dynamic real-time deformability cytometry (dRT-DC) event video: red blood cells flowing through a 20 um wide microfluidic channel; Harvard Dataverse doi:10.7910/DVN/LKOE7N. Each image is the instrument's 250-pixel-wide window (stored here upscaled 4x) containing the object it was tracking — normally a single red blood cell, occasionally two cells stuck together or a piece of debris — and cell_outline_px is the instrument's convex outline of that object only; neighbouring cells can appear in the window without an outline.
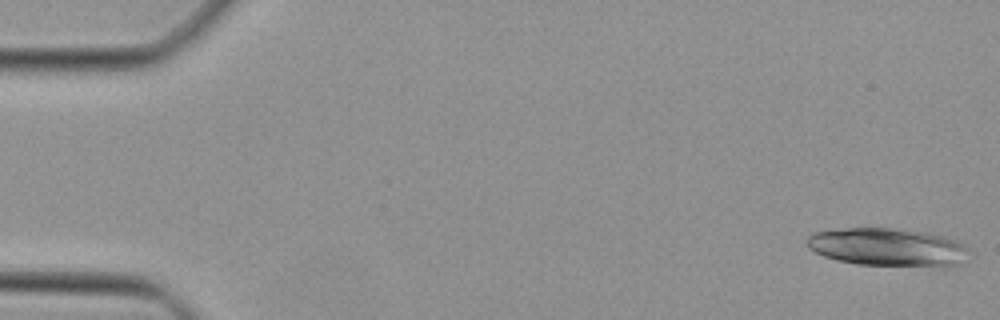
{"species": "Egyptian fruit bat (a non-hibernating species)", "species_latin": "Rousettus aegyptiacus", "temperature_condition": "cold", "stored_images_in_passage": 46, "camera_frame_rate_fps": 3000, "um_per_image_px": 0.085, "animal": {"sex": "female"}, "frame": {"image": 1, "passage_image": 1, "time_ms": 0.0, "image_size_px": [1000, 320], "cell_outline_px": [[972, 252], [960, 264], [952, 268], [940, 268], [856, 264], [836, 260], [824, 256], [808, 248], [808, 236], [812, 232], [848, 228], [892, 228], [924, 232], [944, 236], [956, 240], [964, 244]], "centroid_in_image_um": [75.56, 21.04], "position_along_channel_um": 9.4, "area_um2": 36.76}}
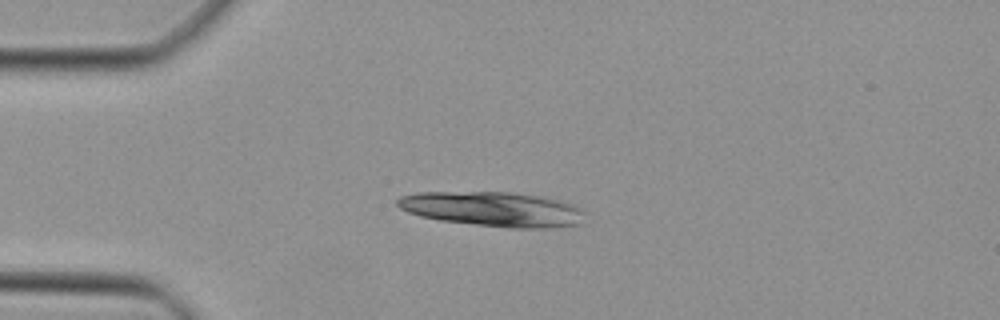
{"frame": {"image": 2, "passage_image": 11, "time_ms": 3.333, "image_size_px": [1000, 320], "cell_outline_px": [[588, 212], [580, 224], [548, 228], [512, 228], [440, 220], [420, 216], [408, 212], [400, 208], [396, 204], [396, 200], [400, 196], [416, 192], [512, 192], [536, 196], [556, 200], [572, 204]], "centroid_in_image_um": [41.9, 17.77], "position_along_channel_um": 43.1, "area_um2": 37.86}}